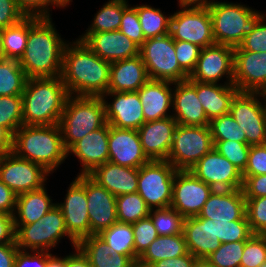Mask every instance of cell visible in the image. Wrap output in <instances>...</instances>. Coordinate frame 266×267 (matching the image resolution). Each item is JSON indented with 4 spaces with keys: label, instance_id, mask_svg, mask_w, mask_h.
Masks as SVG:
<instances>
[{
    "label": "cell",
    "instance_id": "1",
    "mask_svg": "<svg viewBox=\"0 0 266 267\" xmlns=\"http://www.w3.org/2000/svg\"><path fill=\"white\" fill-rule=\"evenodd\" d=\"M110 66L76 39L65 45L60 77L71 96L101 97L108 92Z\"/></svg>",
    "mask_w": 266,
    "mask_h": 267
},
{
    "label": "cell",
    "instance_id": "2",
    "mask_svg": "<svg viewBox=\"0 0 266 267\" xmlns=\"http://www.w3.org/2000/svg\"><path fill=\"white\" fill-rule=\"evenodd\" d=\"M51 17H39L29 28L24 54L18 61L27 78L58 77L62 72V40Z\"/></svg>",
    "mask_w": 266,
    "mask_h": 267
},
{
    "label": "cell",
    "instance_id": "3",
    "mask_svg": "<svg viewBox=\"0 0 266 267\" xmlns=\"http://www.w3.org/2000/svg\"><path fill=\"white\" fill-rule=\"evenodd\" d=\"M12 152L52 174L68 157L59 124L22 125L12 139Z\"/></svg>",
    "mask_w": 266,
    "mask_h": 267
},
{
    "label": "cell",
    "instance_id": "4",
    "mask_svg": "<svg viewBox=\"0 0 266 267\" xmlns=\"http://www.w3.org/2000/svg\"><path fill=\"white\" fill-rule=\"evenodd\" d=\"M69 93L58 77L27 78L22 93L23 125H56Z\"/></svg>",
    "mask_w": 266,
    "mask_h": 267
},
{
    "label": "cell",
    "instance_id": "5",
    "mask_svg": "<svg viewBox=\"0 0 266 267\" xmlns=\"http://www.w3.org/2000/svg\"><path fill=\"white\" fill-rule=\"evenodd\" d=\"M216 44L238 47L265 15L241 3L214 1L208 8Z\"/></svg>",
    "mask_w": 266,
    "mask_h": 267
},
{
    "label": "cell",
    "instance_id": "6",
    "mask_svg": "<svg viewBox=\"0 0 266 267\" xmlns=\"http://www.w3.org/2000/svg\"><path fill=\"white\" fill-rule=\"evenodd\" d=\"M105 123V107L101 97L70 95L59 121L66 150Z\"/></svg>",
    "mask_w": 266,
    "mask_h": 267
},
{
    "label": "cell",
    "instance_id": "7",
    "mask_svg": "<svg viewBox=\"0 0 266 267\" xmlns=\"http://www.w3.org/2000/svg\"><path fill=\"white\" fill-rule=\"evenodd\" d=\"M15 242L20 250L47 251L67 236L76 247L77 243L69 236L60 208L55 205L43 217L29 225H15Z\"/></svg>",
    "mask_w": 266,
    "mask_h": 267
},
{
    "label": "cell",
    "instance_id": "8",
    "mask_svg": "<svg viewBox=\"0 0 266 267\" xmlns=\"http://www.w3.org/2000/svg\"><path fill=\"white\" fill-rule=\"evenodd\" d=\"M140 55L152 80L178 83L189 78L177 61L175 41L170 33L146 39L140 47Z\"/></svg>",
    "mask_w": 266,
    "mask_h": 267
},
{
    "label": "cell",
    "instance_id": "9",
    "mask_svg": "<svg viewBox=\"0 0 266 267\" xmlns=\"http://www.w3.org/2000/svg\"><path fill=\"white\" fill-rule=\"evenodd\" d=\"M177 169L167 160H150L138 169L137 193L150 209L171 206Z\"/></svg>",
    "mask_w": 266,
    "mask_h": 267
},
{
    "label": "cell",
    "instance_id": "10",
    "mask_svg": "<svg viewBox=\"0 0 266 267\" xmlns=\"http://www.w3.org/2000/svg\"><path fill=\"white\" fill-rule=\"evenodd\" d=\"M214 147L208 126L178 124L167 161L177 170H189Z\"/></svg>",
    "mask_w": 266,
    "mask_h": 267
},
{
    "label": "cell",
    "instance_id": "11",
    "mask_svg": "<svg viewBox=\"0 0 266 267\" xmlns=\"http://www.w3.org/2000/svg\"><path fill=\"white\" fill-rule=\"evenodd\" d=\"M170 34L174 41H185L205 48L215 44L208 8H182L170 18Z\"/></svg>",
    "mask_w": 266,
    "mask_h": 267
},
{
    "label": "cell",
    "instance_id": "12",
    "mask_svg": "<svg viewBox=\"0 0 266 267\" xmlns=\"http://www.w3.org/2000/svg\"><path fill=\"white\" fill-rule=\"evenodd\" d=\"M49 172L13 152L0 155V180L18 196L45 186Z\"/></svg>",
    "mask_w": 266,
    "mask_h": 267
},
{
    "label": "cell",
    "instance_id": "13",
    "mask_svg": "<svg viewBox=\"0 0 266 267\" xmlns=\"http://www.w3.org/2000/svg\"><path fill=\"white\" fill-rule=\"evenodd\" d=\"M229 113L245 132L248 145L266 143V116L256 92L239 91L232 100Z\"/></svg>",
    "mask_w": 266,
    "mask_h": 267
},
{
    "label": "cell",
    "instance_id": "14",
    "mask_svg": "<svg viewBox=\"0 0 266 267\" xmlns=\"http://www.w3.org/2000/svg\"><path fill=\"white\" fill-rule=\"evenodd\" d=\"M63 203H56L60 208L69 236L78 244L90 236V222L87 207L86 175H77L68 187Z\"/></svg>",
    "mask_w": 266,
    "mask_h": 267
},
{
    "label": "cell",
    "instance_id": "15",
    "mask_svg": "<svg viewBox=\"0 0 266 267\" xmlns=\"http://www.w3.org/2000/svg\"><path fill=\"white\" fill-rule=\"evenodd\" d=\"M214 189L189 170H177L172 186L171 207L184 218L200 214Z\"/></svg>",
    "mask_w": 266,
    "mask_h": 267
},
{
    "label": "cell",
    "instance_id": "16",
    "mask_svg": "<svg viewBox=\"0 0 266 267\" xmlns=\"http://www.w3.org/2000/svg\"><path fill=\"white\" fill-rule=\"evenodd\" d=\"M224 76L227 84H234V48L215 43L201 49L195 69L188 79L218 84Z\"/></svg>",
    "mask_w": 266,
    "mask_h": 267
},
{
    "label": "cell",
    "instance_id": "17",
    "mask_svg": "<svg viewBox=\"0 0 266 267\" xmlns=\"http://www.w3.org/2000/svg\"><path fill=\"white\" fill-rule=\"evenodd\" d=\"M189 171L213 189H242V172L214 147Z\"/></svg>",
    "mask_w": 266,
    "mask_h": 267
},
{
    "label": "cell",
    "instance_id": "18",
    "mask_svg": "<svg viewBox=\"0 0 266 267\" xmlns=\"http://www.w3.org/2000/svg\"><path fill=\"white\" fill-rule=\"evenodd\" d=\"M107 96L111 97V103L106 101ZM101 98L105 107L106 122L110 126L138 130L145 122L143 106L137 91L106 92Z\"/></svg>",
    "mask_w": 266,
    "mask_h": 267
},
{
    "label": "cell",
    "instance_id": "19",
    "mask_svg": "<svg viewBox=\"0 0 266 267\" xmlns=\"http://www.w3.org/2000/svg\"><path fill=\"white\" fill-rule=\"evenodd\" d=\"M79 37L91 51L110 63L140 55V47L119 30L84 33Z\"/></svg>",
    "mask_w": 266,
    "mask_h": 267
},
{
    "label": "cell",
    "instance_id": "20",
    "mask_svg": "<svg viewBox=\"0 0 266 267\" xmlns=\"http://www.w3.org/2000/svg\"><path fill=\"white\" fill-rule=\"evenodd\" d=\"M90 235H98L117 222L116 196L86 175Z\"/></svg>",
    "mask_w": 266,
    "mask_h": 267
},
{
    "label": "cell",
    "instance_id": "21",
    "mask_svg": "<svg viewBox=\"0 0 266 267\" xmlns=\"http://www.w3.org/2000/svg\"><path fill=\"white\" fill-rule=\"evenodd\" d=\"M108 161L139 169L150 160L145 155L138 130L121 129L109 125Z\"/></svg>",
    "mask_w": 266,
    "mask_h": 267
},
{
    "label": "cell",
    "instance_id": "22",
    "mask_svg": "<svg viewBox=\"0 0 266 267\" xmlns=\"http://www.w3.org/2000/svg\"><path fill=\"white\" fill-rule=\"evenodd\" d=\"M177 121L171 116L144 122L138 129L143 151L149 160H167Z\"/></svg>",
    "mask_w": 266,
    "mask_h": 267
},
{
    "label": "cell",
    "instance_id": "23",
    "mask_svg": "<svg viewBox=\"0 0 266 267\" xmlns=\"http://www.w3.org/2000/svg\"><path fill=\"white\" fill-rule=\"evenodd\" d=\"M176 85V86H175ZM175 86V87H174ZM172 117L180 125L208 126V120L196 93V81L184 80L174 83Z\"/></svg>",
    "mask_w": 266,
    "mask_h": 267
},
{
    "label": "cell",
    "instance_id": "24",
    "mask_svg": "<svg viewBox=\"0 0 266 267\" xmlns=\"http://www.w3.org/2000/svg\"><path fill=\"white\" fill-rule=\"evenodd\" d=\"M109 124L106 122L101 128L91 131L76 142L68 151L80 161L81 172L79 175H88L96 167L108 162Z\"/></svg>",
    "mask_w": 266,
    "mask_h": 267
},
{
    "label": "cell",
    "instance_id": "25",
    "mask_svg": "<svg viewBox=\"0 0 266 267\" xmlns=\"http://www.w3.org/2000/svg\"><path fill=\"white\" fill-rule=\"evenodd\" d=\"M234 85L240 92H257L266 86V53L234 51Z\"/></svg>",
    "mask_w": 266,
    "mask_h": 267
},
{
    "label": "cell",
    "instance_id": "26",
    "mask_svg": "<svg viewBox=\"0 0 266 267\" xmlns=\"http://www.w3.org/2000/svg\"><path fill=\"white\" fill-rule=\"evenodd\" d=\"M245 211L246 199L242 189H214L198 217L230 222L240 220Z\"/></svg>",
    "mask_w": 266,
    "mask_h": 267
},
{
    "label": "cell",
    "instance_id": "27",
    "mask_svg": "<svg viewBox=\"0 0 266 267\" xmlns=\"http://www.w3.org/2000/svg\"><path fill=\"white\" fill-rule=\"evenodd\" d=\"M183 234L188 252L196 258H207L222 244L217 237L216 220L185 218Z\"/></svg>",
    "mask_w": 266,
    "mask_h": 267
},
{
    "label": "cell",
    "instance_id": "28",
    "mask_svg": "<svg viewBox=\"0 0 266 267\" xmlns=\"http://www.w3.org/2000/svg\"><path fill=\"white\" fill-rule=\"evenodd\" d=\"M141 55L111 62L108 92H136L148 80Z\"/></svg>",
    "mask_w": 266,
    "mask_h": 267
},
{
    "label": "cell",
    "instance_id": "29",
    "mask_svg": "<svg viewBox=\"0 0 266 267\" xmlns=\"http://www.w3.org/2000/svg\"><path fill=\"white\" fill-rule=\"evenodd\" d=\"M174 83L149 79L137 92L139 94L145 122L171 117ZM169 111V112H168Z\"/></svg>",
    "mask_w": 266,
    "mask_h": 267
},
{
    "label": "cell",
    "instance_id": "30",
    "mask_svg": "<svg viewBox=\"0 0 266 267\" xmlns=\"http://www.w3.org/2000/svg\"><path fill=\"white\" fill-rule=\"evenodd\" d=\"M99 185L116 197L136 193L138 189V169L121 166L110 161L96 167L88 174Z\"/></svg>",
    "mask_w": 266,
    "mask_h": 267
},
{
    "label": "cell",
    "instance_id": "31",
    "mask_svg": "<svg viewBox=\"0 0 266 267\" xmlns=\"http://www.w3.org/2000/svg\"><path fill=\"white\" fill-rule=\"evenodd\" d=\"M238 92L234 84H227L225 81L222 84L196 81L197 97L209 121L228 114L232 100Z\"/></svg>",
    "mask_w": 266,
    "mask_h": 267
},
{
    "label": "cell",
    "instance_id": "32",
    "mask_svg": "<svg viewBox=\"0 0 266 267\" xmlns=\"http://www.w3.org/2000/svg\"><path fill=\"white\" fill-rule=\"evenodd\" d=\"M56 203L48 196L46 187L23 193L16 198L14 225H29L43 217Z\"/></svg>",
    "mask_w": 266,
    "mask_h": 267
},
{
    "label": "cell",
    "instance_id": "33",
    "mask_svg": "<svg viewBox=\"0 0 266 267\" xmlns=\"http://www.w3.org/2000/svg\"><path fill=\"white\" fill-rule=\"evenodd\" d=\"M77 246L88 257L92 267H133L136 264L129 256L113 253L99 235H90Z\"/></svg>",
    "mask_w": 266,
    "mask_h": 267
},
{
    "label": "cell",
    "instance_id": "34",
    "mask_svg": "<svg viewBox=\"0 0 266 267\" xmlns=\"http://www.w3.org/2000/svg\"><path fill=\"white\" fill-rule=\"evenodd\" d=\"M188 253L185 236L183 233L177 235L158 236L139 257L138 264L150 267L153 263L183 256Z\"/></svg>",
    "mask_w": 266,
    "mask_h": 267
},
{
    "label": "cell",
    "instance_id": "35",
    "mask_svg": "<svg viewBox=\"0 0 266 267\" xmlns=\"http://www.w3.org/2000/svg\"><path fill=\"white\" fill-rule=\"evenodd\" d=\"M38 18L25 16L18 23L3 29V51L6 59L20 60L26 48L29 28Z\"/></svg>",
    "mask_w": 266,
    "mask_h": 267
},
{
    "label": "cell",
    "instance_id": "36",
    "mask_svg": "<svg viewBox=\"0 0 266 267\" xmlns=\"http://www.w3.org/2000/svg\"><path fill=\"white\" fill-rule=\"evenodd\" d=\"M98 235L110 246L113 253L129 256L135 263L138 262L132 224L117 221Z\"/></svg>",
    "mask_w": 266,
    "mask_h": 267
},
{
    "label": "cell",
    "instance_id": "37",
    "mask_svg": "<svg viewBox=\"0 0 266 267\" xmlns=\"http://www.w3.org/2000/svg\"><path fill=\"white\" fill-rule=\"evenodd\" d=\"M127 0H109L97 11L85 33L110 32L119 30Z\"/></svg>",
    "mask_w": 266,
    "mask_h": 267
},
{
    "label": "cell",
    "instance_id": "38",
    "mask_svg": "<svg viewBox=\"0 0 266 267\" xmlns=\"http://www.w3.org/2000/svg\"><path fill=\"white\" fill-rule=\"evenodd\" d=\"M137 10L140 25L145 39L164 36L170 33V18L160 8H154L147 4L134 5Z\"/></svg>",
    "mask_w": 266,
    "mask_h": 267
},
{
    "label": "cell",
    "instance_id": "39",
    "mask_svg": "<svg viewBox=\"0 0 266 267\" xmlns=\"http://www.w3.org/2000/svg\"><path fill=\"white\" fill-rule=\"evenodd\" d=\"M26 81L18 60H0V96L22 95Z\"/></svg>",
    "mask_w": 266,
    "mask_h": 267
},
{
    "label": "cell",
    "instance_id": "40",
    "mask_svg": "<svg viewBox=\"0 0 266 267\" xmlns=\"http://www.w3.org/2000/svg\"><path fill=\"white\" fill-rule=\"evenodd\" d=\"M150 210L144 199L137 192L116 197V212L119 222L136 223L140 219L148 217Z\"/></svg>",
    "mask_w": 266,
    "mask_h": 267
},
{
    "label": "cell",
    "instance_id": "41",
    "mask_svg": "<svg viewBox=\"0 0 266 267\" xmlns=\"http://www.w3.org/2000/svg\"><path fill=\"white\" fill-rule=\"evenodd\" d=\"M149 217L159 236L183 233L185 218L171 206L151 209Z\"/></svg>",
    "mask_w": 266,
    "mask_h": 267
},
{
    "label": "cell",
    "instance_id": "42",
    "mask_svg": "<svg viewBox=\"0 0 266 267\" xmlns=\"http://www.w3.org/2000/svg\"><path fill=\"white\" fill-rule=\"evenodd\" d=\"M22 95L0 96V126L12 136L23 125Z\"/></svg>",
    "mask_w": 266,
    "mask_h": 267
},
{
    "label": "cell",
    "instance_id": "43",
    "mask_svg": "<svg viewBox=\"0 0 266 267\" xmlns=\"http://www.w3.org/2000/svg\"><path fill=\"white\" fill-rule=\"evenodd\" d=\"M209 127L212 140H231L246 143L245 132L230 113L212 119Z\"/></svg>",
    "mask_w": 266,
    "mask_h": 267
},
{
    "label": "cell",
    "instance_id": "44",
    "mask_svg": "<svg viewBox=\"0 0 266 267\" xmlns=\"http://www.w3.org/2000/svg\"><path fill=\"white\" fill-rule=\"evenodd\" d=\"M216 229L221 243L246 241L253 235L246 214L240 220L230 222L216 220Z\"/></svg>",
    "mask_w": 266,
    "mask_h": 267
},
{
    "label": "cell",
    "instance_id": "45",
    "mask_svg": "<svg viewBox=\"0 0 266 267\" xmlns=\"http://www.w3.org/2000/svg\"><path fill=\"white\" fill-rule=\"evenodd\" d=\"M214 148L243 172L247 166L250 145L231 140H213Z\"/></svg>",
    "mask_w": 266,
    "mask_h": 267
},
{
    "label": "cell",
    "instance_id": "46",
    "mask_svg": "<svg viewBox=\"0 0 266 267\" xmlns=\"http://www.w3.org/2000/svg\"><path fill=\"white\" fill-rule=\"evenodd\" d=\"M245 241L222 243L207 259L215 267H240Z\"/></svg>",
    "mask_w": 266,
    "mask_h": 267
},
{
    "label": "cell",
    "instance_id": "47",
    "mask_svg": "<svg viewBox=\"0 0 266 267\" xmlns=\"http://www.w3.org/2000/svg\"><path fill=\"white\" fill-rule=\"evenodd\" d=\"M266 260V235L253 234L245 241L240 267H261Z\"/></svg>",
    "mask_w": 266,
    "mask_h": 267
},
{
    "label": "cell",
    "instance_id": "48",
    "mask_svg": "<svg viewBox=\"0 0 266 267\" xmlns=\"http://www.w3.org/2000/svg\"><path fill=\"white\" fill-rule=\"evenodd\" d=\"M246 199V217L253 234L266 235V196Z\"/></svg>",
    "mask_w": 266,
    "mask_h": 267
},
{
    "label": "cell",
    "instance_id": "49",
    "mask_svg": "<svg viewBox=\"0 0 266 267\" xmlns=\"http://www.w3.org/2000/svg\"><path fill=\"white\" fill-rule=\"evenodd\" d=\"M132 227L135 253L140 257L159 235L149 216L133 223Z\"/></svg>",
    "mask_w": 266,
    "mask_h": 267
},
{
    "label": "cell",
    "instance_id": "50",
    "mask_svg": "<svg viewBox=\"0 0 266 267\" xmlns=\"http://www.w3.org/2000/svg\"><path fill=\"white\" fill-rule=\"evenodd\" d=\"M119 31L130 38L136 45L141 47L145 42V36L140 25L136 8L128 5L123 10V17Z\"/></svg>",
    "mask_w": 266,
    "mask_h": 267
},
{
    "label": "cell",
    "instance_id": "51",
    "mask_svg": "<svg viewBox=\"0 0 266 267\" xmlns=\"http://www.w3.org/2000/svg\"><path fill=\"white\" fill-rule=\"evenodd\" d=\"M234 51H252L266 53V14L258 21L253 31L246 35Z\"/></svg>",
    "mask_w": 266,
    "mask_h": 267
},
{
    "label": "cell",
    "instance_id": "52",
    "mask_svg": "<svg viewBox=\"0 0 266 267\" xmlns=\"http://www.w3.org/2000/svg\"><path fill=\"white\" fill-rule=\"evenodd\" d=\"M201 49V47L193 43L175 41L177 61L188 75L195 69Z\"/></svg>",
    "mask_w": 266,
    "mask_h": 267
},
{
    "label": "cell",
    "instance_id": "53",
    "mask_svg": "<svg viewBox=\"0 0 266 267\" xmlns=\"http://www.w3.org/2000/svg\"><path fill=\"white\" fill-rule=\"evenodd\" d=\"M266 174V143L250 146L248 162L242 176Z\"/></svg>",
    "mask_w": 266,
    "mask_h": 267
},
{
    "label": "cell",
    "instance_id": "54",
    "mask_svg": "<svg viewBox=\"0 0 266 267\" xmlns=\"http://www.w3.org/2000/svg\"><path fill=\"white\" fill-rule=\"evenodd\" d=\"M25 17L16 0H0V28L4 29L18 23Z\"/></svg>",
    "mask_w": 266,
    "mask_h": 267
},
{
    "label": "cell",
    "instance_id": "55",
    "mask_svg": "<svg viewBox=\"0 0 266 267\" xmlns=\"http://www.w3.org/2000/svg\"><path fill=\"white\" fill-rule=\"evenodd\" d=\"M242 178V191L245 198H258L266 196V174L242 176Z\"/></svg>",
    "mask_w": 266,
    "mask_h": 267
},
{
    "label": "cell",
    "instance_id": "56",
    "mask_svg": "<svg viewBox=\"0 0 266 267\" xmlns=\"http://www.w3.org/2000/svg\"><path fill=\"white\" fill-rule=\"evenodd\" d=\"M33 254H32V253ZM47 251L18 250L14 267H46Z\"/></svg>",
    "mask_w": 266,
    "mask_h": 267
},
{
    "label": "cell",
    "instance_id": "57",
    "mask_svg": "<svg viewBox=\"0 0 266 267\" xmlns=\"http://www.w3.org/2000/svg\"><path fill=\"white\" fill-rule=\"evenodd\" d=\"M25 16L51 17L48 0H16Z\"/></svg>",
    "mask_w": 266,
    "mask_h": 267
},
{
    "label": "cell",
    "instance_id": "58",
    "mask_svg": "<svg viewBox=\"0 0 266 267\" xmlns=\"http://www.w3.org/2000/svg\"><path fill=\"white\" fill-rule=\"evenodd\" d=\"M14 216L0 212V245L15 243Z\"/></svg>",
    "mask_w": 266,
    "mask_h": 267
},
{
    "label": "cell",
    "instance_id": "59",
    "mask_svg": "<svg viewBox=\"0 0 266 267\" xmlns=\"http://www.w3.org/2000/svg\"><path fill=\"white\" fill-rule=\"evenodd\" d=\"M17 195L0 180V212L14 215Z\"/></svg>",
    "mask_w": 266,
    "mask_h": 267
},
{
    "label": "cell",
    "instance_id": "60",
    "mask_svg": "<svg viewBox=\"0 0 266 267\" xmlns=\"http://www.w3.org/2000/svg\"><path fill=\"white\" fill-rule=\"evenodd\" d=\"M195 258L194 255L188 252L183 256L157 261L150 267H192Z\"/></svg>",
    "mask_w": 266,
    "mask_h": 267
},
{
    "label": "cell",
    "instance_id": "61",
    "mask_svg": "<svg viewBox=\"0 0 266 267\" xmlns=\"http://www.w3.org/2000/svg\"><path fill=\"white\" fill-rule=\"evenodd\" d=\"M19 248L15 243L0 245V267H14Z\"/></svg>",
    "mask_w": 266,
    "mask_h": 267
},
{
    "label": "cell",
    "instance_id": "62",
    "mask_svg": "<svg viewBox=\"0 0 266 267\" xmlns=\"http://www.w3.org/2000/svg\"><path fill=\"white\" fill-rule=\"evenodd\" d=\"M65 267H92L88 257L76 246L74 253L65 256Z\"/></svg>",
    "mask_w": 266,
    "mask_h": 267
},
{
    "label": "cell",
    "instance_id": "63",
    "mask_svg": "<svg viewBox=\"0 0 266 267\" xmlns=\"http://www.w3.org/2000/svg\"><path fill=\"white\" fill-rule=\"evenodd\" d=\"M13 136L0 126V155L12 152Z\"/></svg>",
    "mask_w": 266,
    "mask_h": 267
},
{
    "label": "cell",
    "instance_id": "64",
    "mask_svg": "<svg viewBox=\"0 0 266 267\" xmlns=\"http://www.w3.org/2000/svg\"><path fill=\"white\" fill-rule=\"evenodd\" d=\"M215 0H179V6L182 8H209Z\"/></svg>",
    "mask_w": 266,
    "mask_h": 267
},
{
    "label": "cell",
    "instance_id": "65",
    "mask_svg": "<svg viewBox=\"0 0 266 267\" xmlns=\"http://www.w3.org/2000/svg\"><path fill=\"white\" fill-rule=\"evenodd\" d=\"M46 267H65V257H58L47 252V266Z\"/></svg>",
    "mask_w": 266,
    "mask_h": 267
},
{
    "label": "cell",
    "instance_id": "66",
    "mask_svg": "<svg viewBox=\"0 0 266 267\" xmlns=\"http://www.w3.org/2000/svg\"><path fill=\"white\" fill-rule=\"evenodd\" d=\"M192 267H215L207 258H195Z\"/></svg>",
    "mask_w": 266,
    "mask_h": 267
},
{
    "label": "cell",
    "instance_id": "67",
    "mask_svg": "<svg viewBox=\"0 0 266 267\" xmlns=\"http://www.w3.org/2000/svg\"><path fill=\"white\" fill-rule=\"evenodd\" d=\"M50 7L53 5V7L57 8H65L67 7L72 0H48Z\"/></svg>",
    "mask_w": 266,
    "mask_h": 267
},
{
    "label": "cell",
    "instance_id": "68",
    "mask_svg": "<svg viewBox=\"0 0 266 267\" xmlns=\"http://www.w3.org/2000/svg\"><path fill=\"white\" fill-rule=\"evenodd\" d=\"M256 93L258 94L259 97H262L260 98V100H264L263 102L261 101V104L263 107L264 115L266 116V86L259 89Z\"/></svg>",
    "mask_w": 266,
    "mask_h": 267
},
{
    "label": "cell",
    "instance_id": "69",
    "mask_svg": "<svg viewBox=\"0 0 266 267\" xmlns=\"http://www.w3.org/2000/svg\"><path fill=\"white\" fill-rule=\"evenodd\" d=\"M2 33L3 29L0 28V60L6 59L3 51Z\"/></svg>",
    "mask_w": 266,
    "mask_h": 267
},
{
    "label": "cell",
    "instance_id": "70",
    "mask_svg": "<svg viewBox=\"0 0 266 267\" xmlns=\"http://www.w3.org/2000/svg\"><path fill=\"white\" fill-rule=\"evenodd\" d=\"M133 267H143L140 264L136 263Z\"/></svg>",
    "mask_w": 266,
    "mask_h": 267
},
{
    "label": "cell",
    "instance_id": "71",
    "mask_svg": "<svg viewBox=\"0 0 266 267\" xmlns=\"http://www.w3.org/2000/svg\"><path fill=\"white\" fill-rule=\"evenodd\" d=\"M261 267H266V260H265V262H264V265H262Z\"/></svg>",
    "mask_w": 266,
    "mask_h": 267
}]
</instances>
